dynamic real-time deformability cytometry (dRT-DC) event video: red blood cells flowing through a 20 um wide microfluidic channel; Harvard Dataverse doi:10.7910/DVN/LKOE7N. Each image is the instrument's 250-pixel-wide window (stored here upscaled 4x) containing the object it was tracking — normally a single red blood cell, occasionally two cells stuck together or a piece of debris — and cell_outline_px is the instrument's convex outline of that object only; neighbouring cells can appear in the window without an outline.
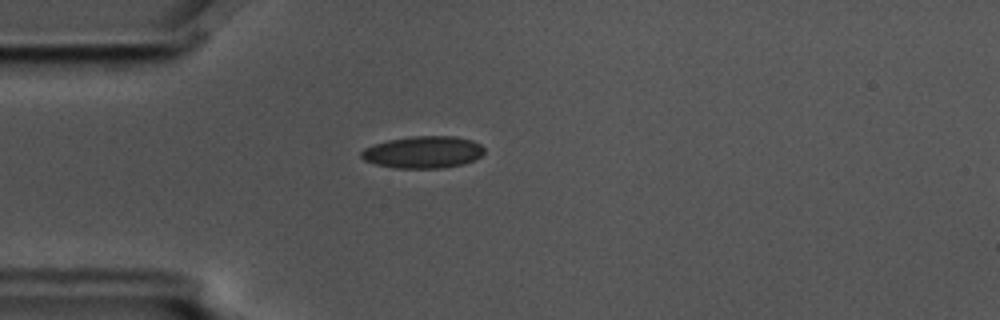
{"species": "common noctule bat (a hibernating species)", "species_latin": "Nyctalus noctula", "temperature_condition": "cold", "stored_images_in_passage": 5, "camera_frame_rate_fps": 3000, "um_per_image_px": 0.085, "animal": {"sex": "male", "body_mass_g": 17.5, "forearm_length_mm": 52.3}, "frame": {"image": 1, "passage_image": 5, "time_ms": 1.333, "image_size_px": [1000, 320], "cell_outline_px": [[484, 152], [476, 160], [464, 164], [440, 168], [396, 168], [376, 164], [364, 160], [360, 156], [360, 152], [364, 148], [388, 140], [412, 136], [456, 136], [472, 140], [480, 144], [484, 148]], "centroid_in_image_um": [35.99, 12.93], "position_along_channel_um": 49.0, "area_um2": 23.0}}